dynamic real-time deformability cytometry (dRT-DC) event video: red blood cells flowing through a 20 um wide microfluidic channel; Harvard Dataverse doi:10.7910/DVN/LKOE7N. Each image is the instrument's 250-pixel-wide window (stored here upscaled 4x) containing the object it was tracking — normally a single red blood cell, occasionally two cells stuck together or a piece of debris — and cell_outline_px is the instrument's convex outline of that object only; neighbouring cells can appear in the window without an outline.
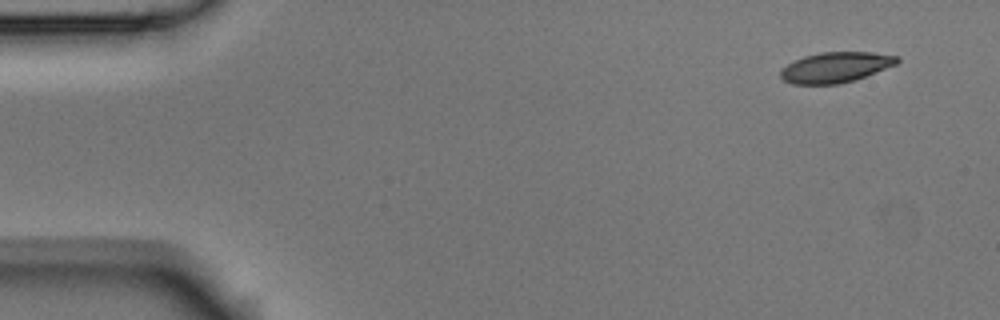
{"species": "Egyptian fruit bat (a non-hibernating species)", "species_latin": "Rousettus aegyptiacus", "temperature_condition": "room temperature", "stored_images_in_passage": 5, "camera_frame_rate_fps": 3000, "um_per_image_px": 0.085, "animal": {"sex": "male"}, "frame": {"image": 1, "passage_image": 1, "time_ms": 0.0, "image_size_px": [1000, 320], "cell_outline_px": [[900, 60], [896, 64], [856, 80], [840, 84], [792, 84], [784, 80], [780, 76], [780, 68], [804, 56], [820, 52], [872, 52], [900, 56]], "centroid_in_image_um": [71.03, 5.72], "position_along_channel_um": 14.0, "area_um2": 20.75}}
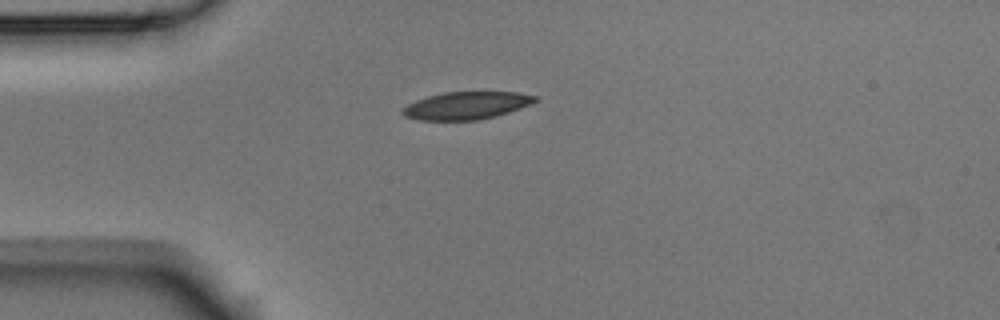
{"frame": {"image": 2, "passage_image": 4, "time_ms": 1.0, "image_size_px": [1000, 320], "cell_outline_px": [[536, 100], [528, 104], [508, 112], [496, 116], [480, 120], [420, 120], [404, 116], [400, 112], [408, 104], [416, 100], [428, 96], [444, 92], [516, 92], [536, 96]], "centroid_in_image_um": [39.59, 8.97], "position_along_channel_um": 45.4, "area_um2": 21.04}}
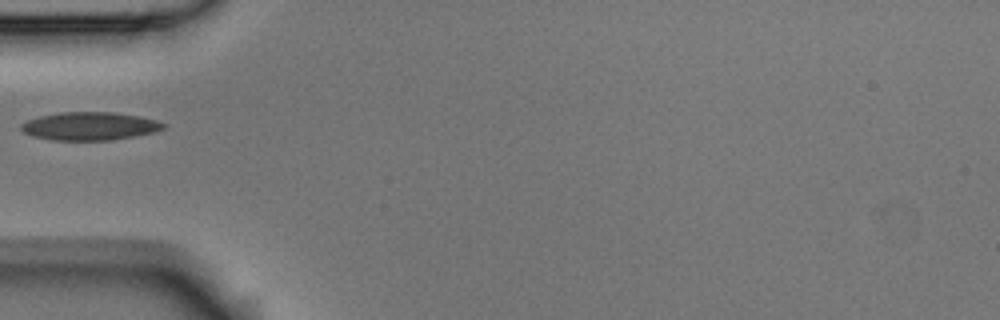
{"frame": {"image": 3, "passage_image": 5, "time_ms": 1.333, "image_size_px": [1000, 320], "cell_outline_px": [[168, 124], [164, 128], [156, 132], [112, 140], [52, 140], [32, 136], [24, 132], [20, 128], [20, 124], [28, 120], [40, 116], [60, 112], [112, 112], [140, 116], [156, 120]], "centroid_in_image_um": [7.65, 10.72], "position_along_channel_um": 77.4, "area_um2": 23.41}}